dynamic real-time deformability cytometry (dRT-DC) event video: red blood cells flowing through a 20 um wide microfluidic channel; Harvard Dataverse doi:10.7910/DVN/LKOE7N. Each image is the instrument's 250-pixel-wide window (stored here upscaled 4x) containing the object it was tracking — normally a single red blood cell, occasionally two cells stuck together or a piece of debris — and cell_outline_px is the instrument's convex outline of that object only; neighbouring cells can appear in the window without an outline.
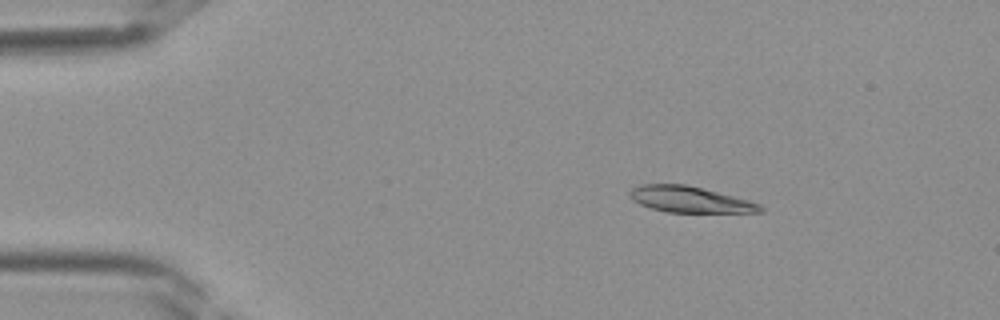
{"species": "Egyptian fruit bat (a non-hibernating species)", "species_latin": "Rousettus aegyptiacus", "temperature_condition": "room temperature", "stored_images_in_passage": 40, "camera_frame_rate_fps": 3000, "um_per_image_px": 0.085, "frame": {"image": 1, "passage_image": 7, "time_ms": 2.0, "image_size_px": [1000, 320], "cell_outline_px": [[764, 212], [668, 212], [652, 208], [640, 204], [632, 200], [628, 196], [628, 192], [632, 188], [640, 184], [684, 184], [748, 200], [760, 204], [764, 208]], "centroid_in_image_um": [58.59, 16.95], "position_along_channel_um": 26.4, "area_um2": 19.59}}
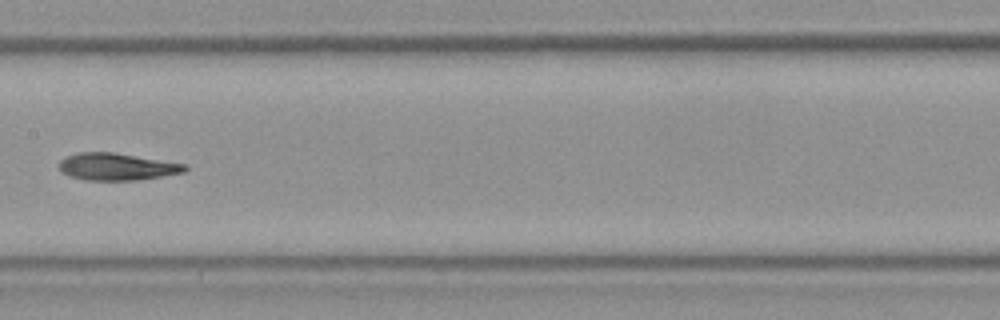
{"frame": {"image": 2, "passage_image": 21, "time_ms": 6.667, "image_size_px": [1000, 320], "cell_outline_px": [[188, 168], [184, 172], [136, 180], [84, 180], [60, 172], [56, 164], [64, 156], [76, 152], [112, 152], [188, 164]], "centroid_in_image_um": [9.87, 14.16], "position_along_channel_um": 197.5, "area_um2": 20.06}}
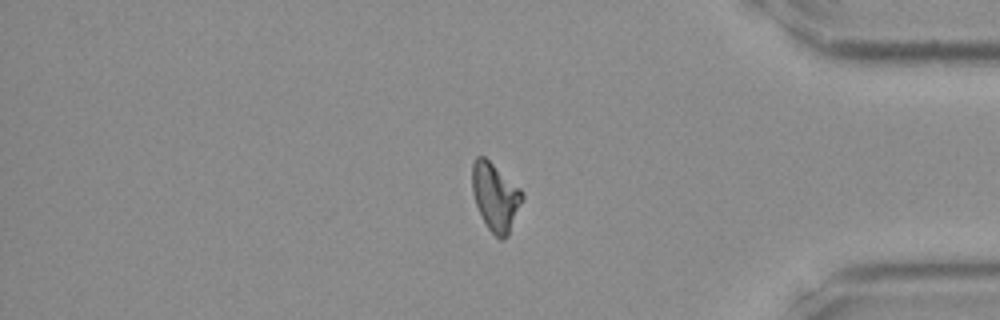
{"frame": {"image": 3, "passage_image": 34, "time_ms": 11.0, "image_size_px": [1000, 320], "cell_outline_px": [[524, 196], [508, 236], [500, 240], [488, 228], [476, 204], [472, 192], [472, 164], [476, 156], [484, 156], [520, 188]], "centroid_in_image_um": [42.1, 16.72], "position_along_channel_um": 393.1, "area_um2": 19.54}}